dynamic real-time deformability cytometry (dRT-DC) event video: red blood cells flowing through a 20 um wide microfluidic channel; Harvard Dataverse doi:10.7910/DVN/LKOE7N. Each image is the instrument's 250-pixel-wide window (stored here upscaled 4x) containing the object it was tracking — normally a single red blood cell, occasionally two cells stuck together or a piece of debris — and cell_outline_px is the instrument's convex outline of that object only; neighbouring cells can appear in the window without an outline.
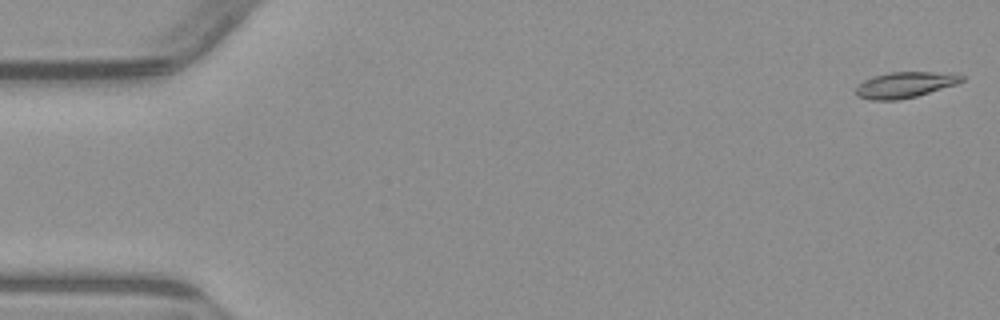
{"species": "common noctule bat (a hibernating species)", "species_latin": "Nyctalus noctula", "temperature_condition": "warm", "stored_images_in_passage": 5, "camera_frame_rate_fps": 3000, "um_per_image_px": 0.085, "animal": {"sex": "male", "body_mass_g": 23.1, "forearm_length_mm": 52.7}, "frame": {"image": 1, "passage_image": 1, "time_ms": 0.0, "image_size_px": [1000, 320], "cell_outline_px": [[964, 80], [956, 84], [916, 96], [896, 100], [868, 100], [856, 96], [856, 88], [864, 80], [872, 76], [888, 72], [956, 72], [964, 76]], "centroid_in_image_um": [76.93, 7.2], "position_along_channel_um": 8.1, "area_um2": 16.07}}
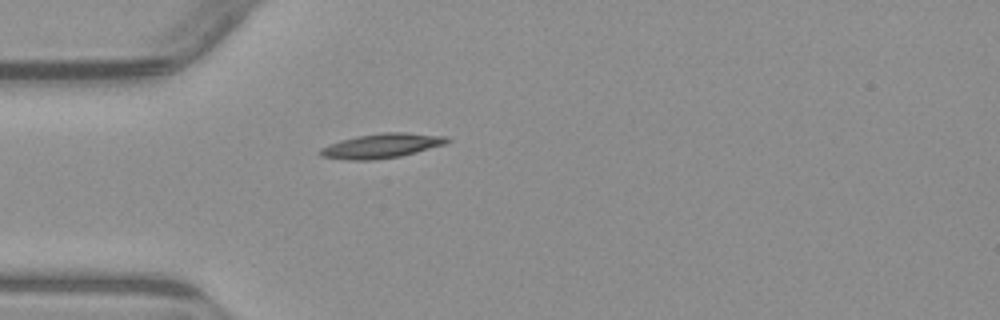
{"frame": {"image": 2, "passage_image": 5, "time_ms": 4.667, "image_size_px": [1000, 320], "cell_outline_px": [[452, 140], [444, 144], [416, 152], [400, 156], [368, 160], [352, 160], [320, 156], [316, 152], [320, 148], [328, 144], [340, 140], [356, 136], [380, 132], [404, 132], [448, 136]], "centroid_in_image_um": [32.41, 12.38], "position_along_channel_um": 52.6, "area_um2": 18.21}}